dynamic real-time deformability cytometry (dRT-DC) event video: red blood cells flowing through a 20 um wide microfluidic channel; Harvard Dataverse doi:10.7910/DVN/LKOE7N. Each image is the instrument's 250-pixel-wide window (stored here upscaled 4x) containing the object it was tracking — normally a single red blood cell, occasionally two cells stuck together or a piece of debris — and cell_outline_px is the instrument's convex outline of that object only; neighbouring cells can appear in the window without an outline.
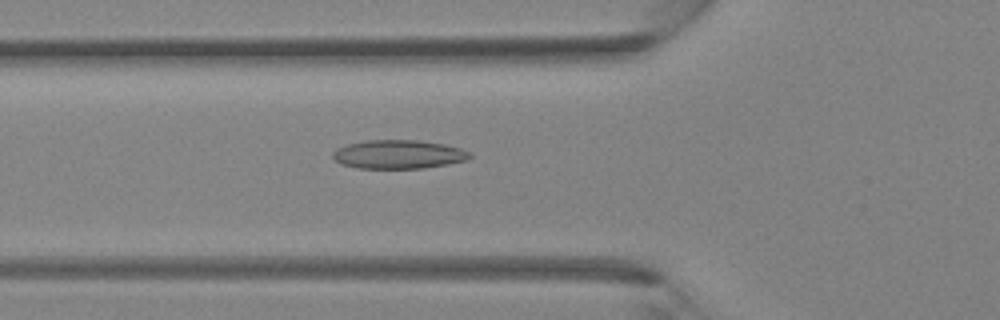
{"species": "Egyptian fruit bat (a non-hibernating species)", "species_latin": "Rousettus aegyptiacus", "temperature_condition": "room temperature", "stored_images_in_passage": 24, "camera_frame_rate_fps": 3000, "um_per_image_px": 0.085, "animal": {"sex": "female"}, "frame": {"image": 1, "passage_image": 15, "time_ms": 4.667, "image_size_px": [1000, 320], "cell_outline_px": [[472, 156], [468, 160], [448, 164], [424, 168], [356, 168], [340, 164], [332, 156], [332, 152], [336, 148], [348, 144], [368, 140], [416, 140], [444, 144], [460, 148], [472, 152]], "centroid_in_image_um": [33.88, 13.12], "position_along_channel_um": 91.9, "area_um2": 23.06}}
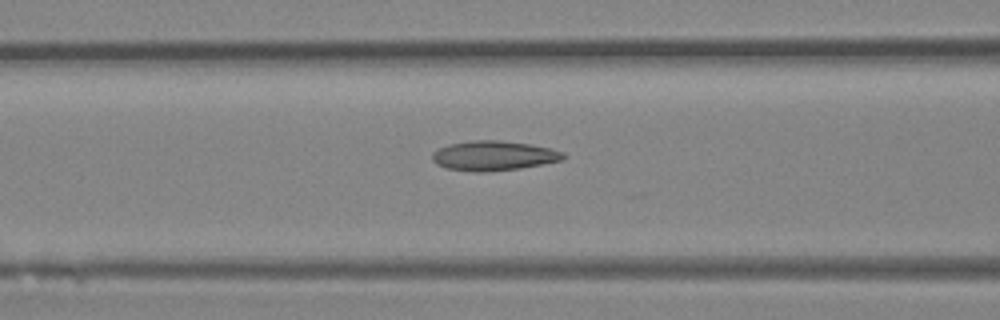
{"frame": {"image": 2, "passage_image": 17, "time_ms": 5.333, "image_size_px": [1000, 320], "cell_outline_px": [[568, 156], [564, 160], [520, 168], [488, 172], [472, 172], [444, 168], [436, 164], [432, 160], [432, 152], [448, 144], [472, 140], [496, 140], [528, 144], [548, 148], [564, 152]], "centroid_in_image_um": [41.94, 13.25], "position_along_channel_um": 124.7, "area_um2": 22.83}}
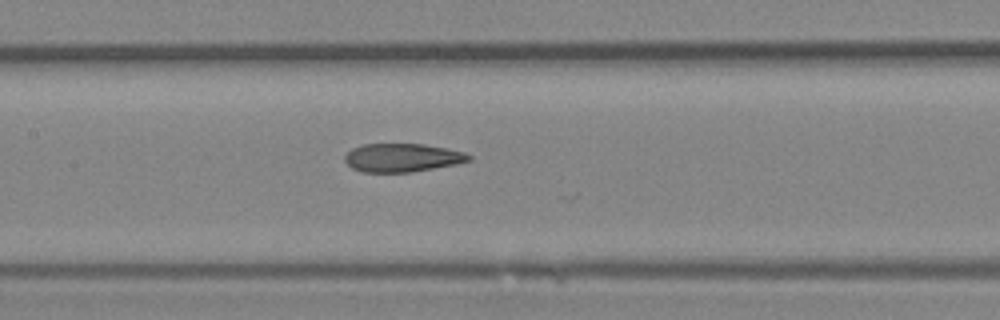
{"frame": {"image": 3, "passage_image": 20, "time_ms": 6.333, "image_size_px": [1000, 320], "cell_outline_px": [[472, 160], [456, 164], [412, 172], [364, 172], [352, 168], [344, 160], [344, 156], [352, 148], [364, 144], [424, 144], [448, 148], [464, 152], [472, 156]], "centroid_in_image_um": [34.21, 13.4], "position_along_channel_um": 173.2, "area_um2": 20.58}}